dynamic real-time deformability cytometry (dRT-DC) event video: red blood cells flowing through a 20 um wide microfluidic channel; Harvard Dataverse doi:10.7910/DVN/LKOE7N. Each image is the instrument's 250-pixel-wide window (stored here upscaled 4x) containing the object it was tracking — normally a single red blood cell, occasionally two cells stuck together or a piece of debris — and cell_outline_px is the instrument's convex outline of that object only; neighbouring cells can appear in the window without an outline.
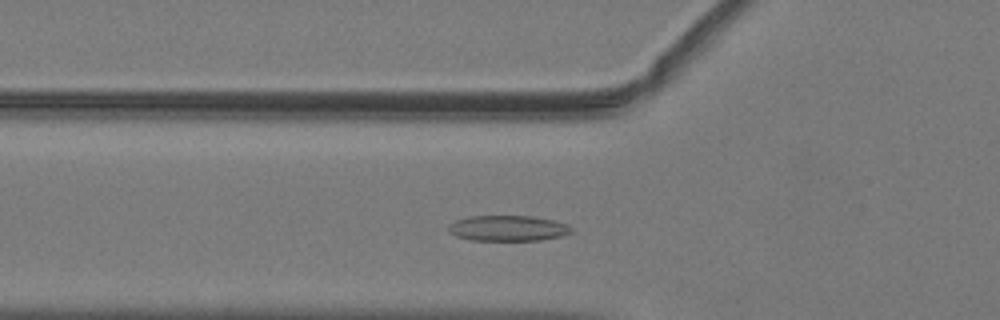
{"species": "common noctule bat (a hibernating species)", "species_latin": "Nyctalus noctula", "temperature_condition": "warm", "stored_images_in_passage": 36, "camera_frame_rate_fps": 3000, "um_per_image_px": 0.085, "animal": {"sex": "male", "body_mass_g": 19.2, "forearm_length_mm": 51.8}, "frame": {"image": 1, "passage_image": 3, "time_ms": 0.667, "image_size_px": [1000, 320], "cell_outline_px": [[572, 232], [560, 236], [540, 240], [468, 240], [456, 236], [448, 232], [448, 224], [456, 220], [468, 216], [532, 216], [552, 220], [564, 224], [572, 228]], "centroid_in_image_um": [43.1, 19.4], "position_along_channel_um": 82.7, "area_um2": 18.26}}
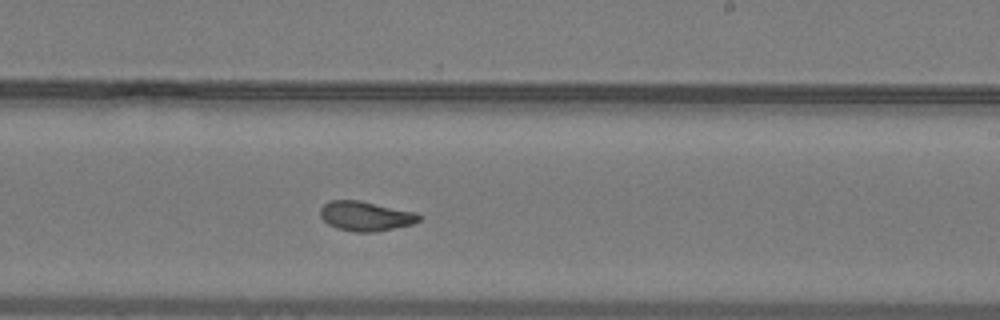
{"frame": {"image": 2, "passage_image": 16, "time_ms": 5.0, "image_size_px": [1000, 320], "cell_outline_px": [[424, 216], [420, 220], [412, 224], [376, 232], [352, 232], [336, 228], [328, 224], [320, 216], [320, 208], [328, 200], [360, 200], [416, 212]], "centroid_in_image_um": [31.08, 18.36], "position_along_channel_um": 257.9, "area_um2": 17.28}}
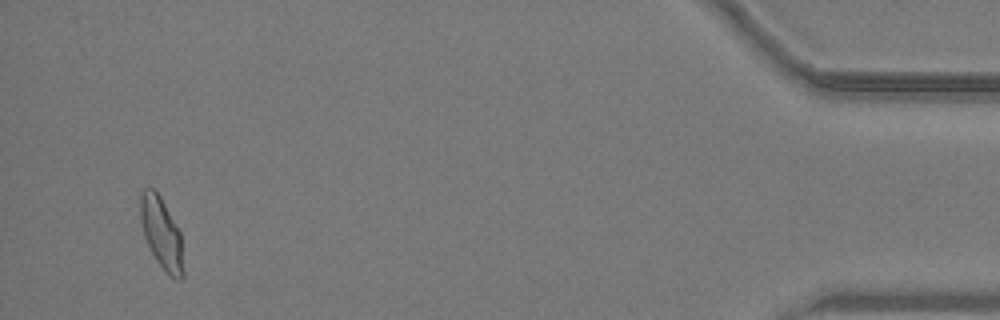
{"frame": {"image": 3, "passage_image": 34, "time_ms": 11.0, "image_size_px": [1000, 320], "cell_outline_px": [[184, 276], [180, 280], [176, 280], [156, 260], [144, 236], [140, 220], [140, 192], [144, 188], [156, 188], [180, 232], [184, 272]], "centroid_in_image_um": [13.72, 19.77], "position_along_channel_um": 421.5, "area_um2": 17.74}, "authors_computed_cell_mechanics": {"area_um2": 17.2822, "velocity_mm_per_s": 4.0242, "shape_relaxation_time_tau1_ms": 5.8664, "shape_relaxation_time_tau2_ms": 1.5684, "deformation_change_tau1": 0.166, "deformation_change_tau2": 0.0713}}